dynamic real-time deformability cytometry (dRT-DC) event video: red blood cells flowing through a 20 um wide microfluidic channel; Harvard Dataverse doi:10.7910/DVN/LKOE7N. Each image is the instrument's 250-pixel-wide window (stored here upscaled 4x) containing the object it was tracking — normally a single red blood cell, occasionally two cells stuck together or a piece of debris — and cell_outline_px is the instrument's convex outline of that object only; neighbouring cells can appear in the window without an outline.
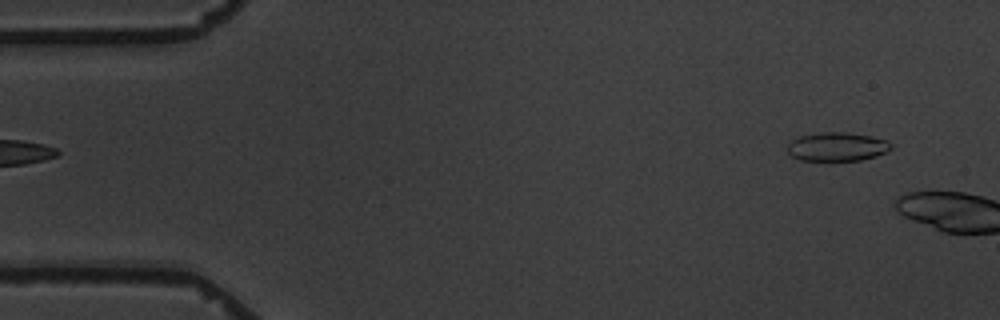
{"species": "common noctule bat (a hibernating species)", "species_latin": "Nyctalus noctula", "temperature_condition": "warm", "stored_images_in_passage": 2, "camera_frame_rate_fps": 3000, "um_per_image_px": 0.085, "animal": {"sex": "male", "body_mass_g": 19.5, "forearm_length_mm": 54.6}, "frame": {"image": 1, "passage_image": 2, "time_ms": 1.333, "image_size_px": [1000, 320], "cell_outline_px": [[892, 148], [876, 156], [860, 160], [800, 160], [792, 156], [788, 152], [788, 144], [792, 140], [800, 136], [824, 132], [848, 132], [872, 136], [888, 140], [892, 144]], "centroid_in_image_um": [71.18, 12.46], "position_along_channel_um": 13.8, "area_um2": 17.28}}